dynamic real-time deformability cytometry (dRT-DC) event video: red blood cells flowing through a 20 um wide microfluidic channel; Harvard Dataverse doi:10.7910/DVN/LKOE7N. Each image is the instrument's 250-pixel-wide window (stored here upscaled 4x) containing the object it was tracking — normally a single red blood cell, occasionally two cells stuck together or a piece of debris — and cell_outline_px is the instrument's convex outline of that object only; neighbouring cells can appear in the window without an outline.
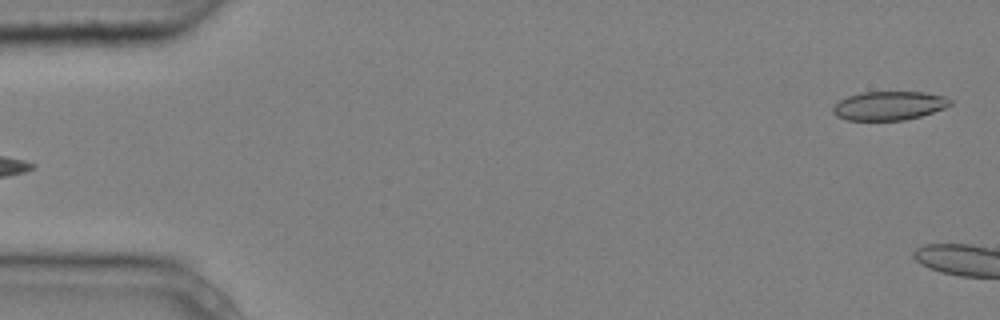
{"species": "common noctule bat (a hibernating species)", "species_latin": "Nyctalus noctula", "temperature_condition": "cold", "stored_images_in_passage": 5, "camera_frame_rate_fps": 3000, "um_per_image_px": 0.085, "animal": {"sex": "male", "body_mass_g": 20.4}, "frame": {"image": 1, "passage_image": 5, "time_ms": 1.333, "image_size_px": [1000, 320], "cell_outline_px": [[952, 104], [944, 108], [920, 116], [904, 120], [848, 120], [836, 116], [832, 112], [832, 108], [840, 100], [848, 96], [860, 92], [924, 92], [944, 96], [952, 100]], "centroid_in_image_um": [75.56, 8.98], "position_along_channel_um": 9.4, "area_um2": 19.65}}